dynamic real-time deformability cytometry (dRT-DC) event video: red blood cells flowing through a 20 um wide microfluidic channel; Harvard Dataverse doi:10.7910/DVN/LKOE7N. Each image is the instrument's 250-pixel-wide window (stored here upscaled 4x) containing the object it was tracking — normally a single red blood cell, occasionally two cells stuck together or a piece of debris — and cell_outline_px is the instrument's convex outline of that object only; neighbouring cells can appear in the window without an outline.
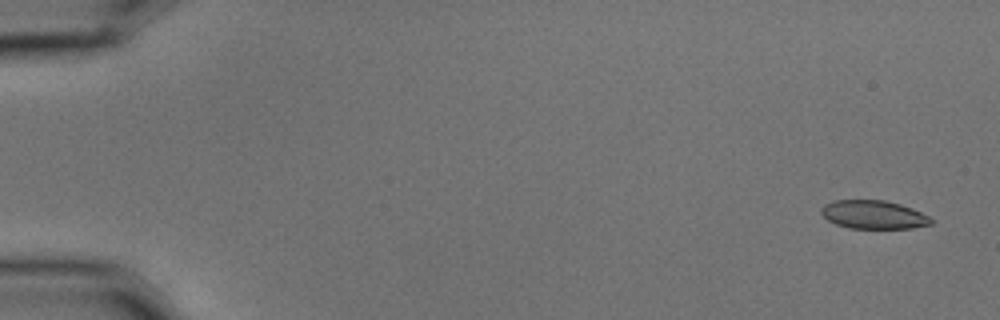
{"species": "common noctule bat (a hibernating species)", "species_latin": "Nyctalus noctula", "temperature_condition": "cold", "stored_images_in_passage": 4, "camera_frame_rate_fps": 3000, "um_per_image_px": 0.085, "animal": {"sex": "male", "body_mass_g": 15.6}, "frame": {"image": 1, "passage_image": 1, "time_ms": 0.0, "image_size_px": [1000, 320], "cell_outline_px": [[932, 224], [912, 228], [848, 228], [836, 224], [828, 220], [820, 212], [820, 208], [824, 204], [832, 200], [884, 200], [900, 204], [912, 208], [928, 216], [932, 220]], "centroid_in_image_um": [74.22, 18.24], "position_along_channel_um": 10.8, "area_um2": 18.21}}
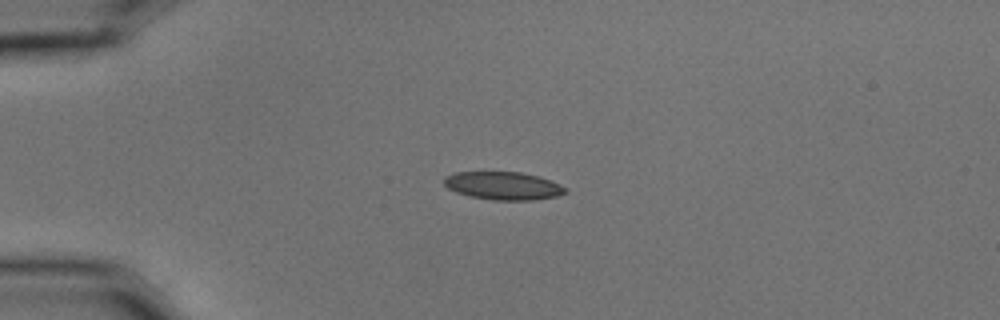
{"frame": {"image": 2, "passage_image": 3, "time_ms": 0.667, "image_size_px": [1000, 320], "cell_outline_px": [[568, 192], [556, 196], [532, 200], [492, 200], [468, 196], [456, 192], [448, 188], [444, 184], [444, 176], [456, 172], [520, 172], [552, 180], [568, 188]], "centroid_in_image_um": [42.78, 15.79], "position_along_channel_um": 42.2, "area_um2": 19.88}}